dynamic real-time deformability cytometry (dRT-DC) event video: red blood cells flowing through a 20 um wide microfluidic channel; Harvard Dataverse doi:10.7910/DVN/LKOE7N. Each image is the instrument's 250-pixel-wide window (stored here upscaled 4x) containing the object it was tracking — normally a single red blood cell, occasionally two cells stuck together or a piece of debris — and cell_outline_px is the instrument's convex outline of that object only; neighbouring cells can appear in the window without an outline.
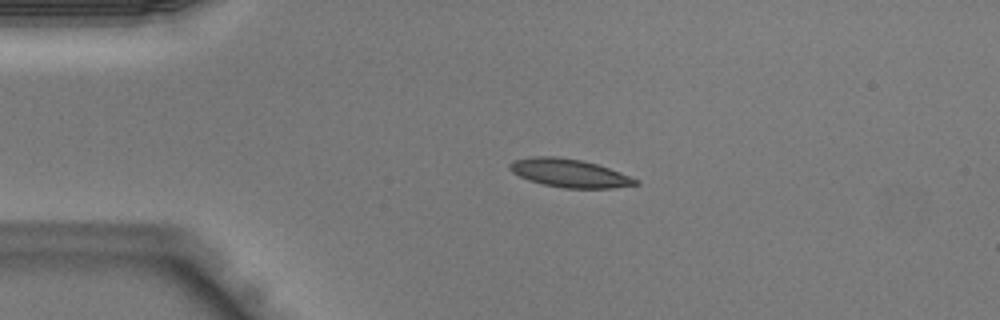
{"species": "Egyptian fruit bat (a non-hibernating species)", "species_latin": "Rousettus aegyptiacus", "temperature_condition": "warm", "stored_images_in_passage": 34, "camera_frame_rate_fps": 3000, "um_per_image_px": 0.085, "animal": {"sex": "male"}, "frame": {"image": 1, "passage_image": 1, "time_ms": 0.0, "image_size_px": [1000, 320], "cell_outline_px": [[640, 184], [612, 188], [564, 188], [544, 184], [528, 180], [512, 172], [508, 168], [508, 164], [512, 160], [532, 156], [556, 156], [580, 160], [596, 164], [620, 172], [640, 180]], "centroid_in_image_um": [48.38, 14.71], "position_along_channel_um": 36.6, "area_um2": 20.75}}
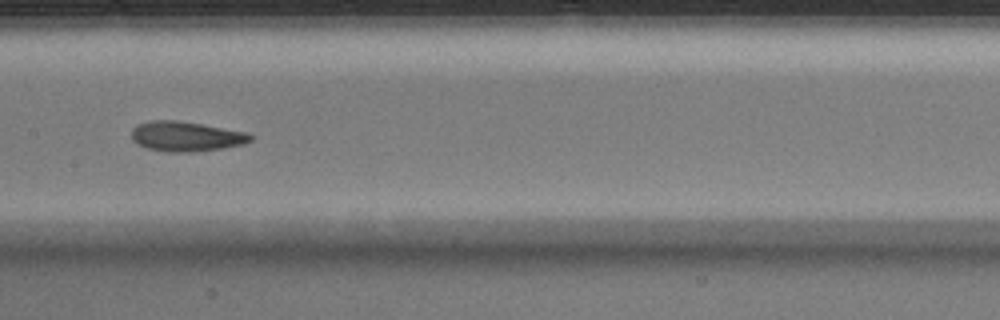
{"frame": {"image": 2, "passage_image": 13, "time_ms": 4.0, "image_size_px": [1000, 320], "cell_outline_px": [[256, 136], [252, 140], [244, 144], [224, 148], [188, 152], [168, 152], [148, 148], [136, 144], [132, 140], [132, 128], [136, 124], [152, 120], [176, 120], [248, 132]], "centroid_in_image_um": [15.83, 11.59], "position_along_channel_um": 191.6, "area_um2": 20.87}}
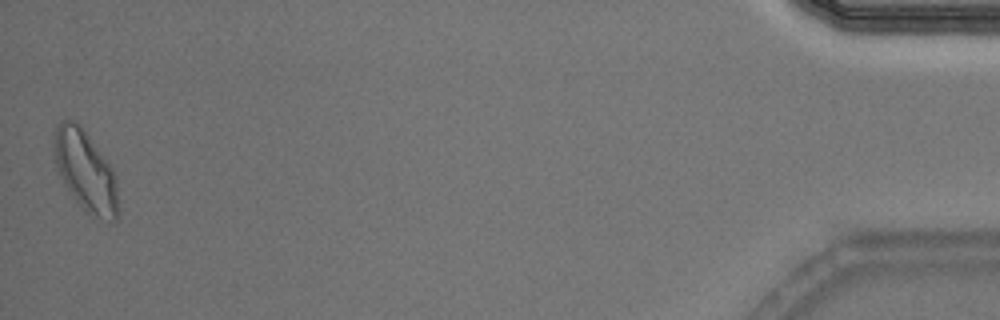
{"frame": {"image": 3, "passage_image": 34, "time_ms": 11.0, "image_size_px": [1000, 320], "cell_outline_px": [[120, 212], [116, 220], [112, 220], [84, 212], [64, 184], [60, 176], [56, 164], [52, 140], [56, 128], [60, 120], [72, 120], [88, 136], [112, 168], [116, 176]], "centroid_in_image_um": [7.27, 14.57], "position_along_channel_um": 427.9, "area_um2": 29.82}}